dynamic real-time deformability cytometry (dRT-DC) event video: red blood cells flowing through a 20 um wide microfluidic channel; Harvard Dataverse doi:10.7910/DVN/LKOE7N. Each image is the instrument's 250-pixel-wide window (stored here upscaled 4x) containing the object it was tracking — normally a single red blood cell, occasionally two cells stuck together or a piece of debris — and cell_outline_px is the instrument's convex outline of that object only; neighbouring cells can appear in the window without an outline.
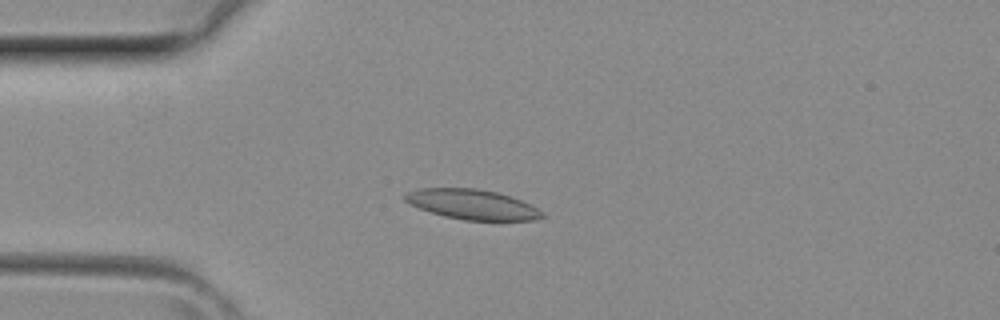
{"species": "common noctule bat (a hibernating species)", "species_latin": "Nyctalus noctula", "temperature_condition": "room temperature", "stored_images_in_passage": 3, "camera_frame_rate_fps": 3000, "um_per_image_px": 0.085, "animal": {"sex": "female", "body_mass_g": 29.2, "forearm_length_mm": 56.3}, "frame": {"image": 1, "passage_image": 3, "time_ms": 0.667, "image_size_px": [1000, 320], "cell_outline_px": [[544, 216], [536, 220], [464, 220], [444, 216], [408, 204], [404, 200], [404, 196], [408, 192], [420, 188], [476, 188], [496, 192], [512, 196], [544, 212]], "centroid_in_image_um": [40.13, 17.37], "position_along_channel_um": 44.9, "area_um2": 23.81}}